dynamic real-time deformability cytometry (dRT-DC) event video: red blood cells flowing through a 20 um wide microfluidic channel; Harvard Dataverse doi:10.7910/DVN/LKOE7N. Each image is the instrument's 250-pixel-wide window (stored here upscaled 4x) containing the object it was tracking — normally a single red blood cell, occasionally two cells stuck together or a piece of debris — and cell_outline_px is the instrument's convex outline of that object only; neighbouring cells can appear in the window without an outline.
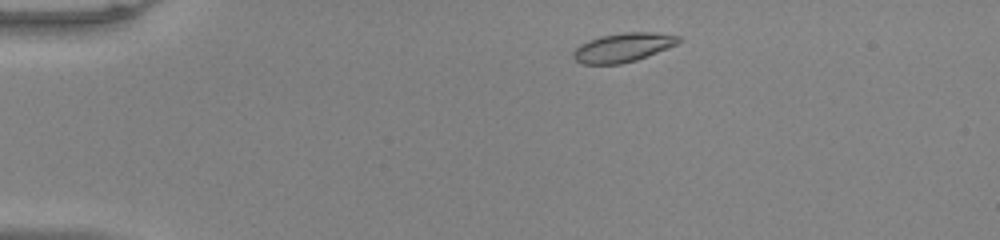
{"species": "common noctule bat (a hibernating species)", "species_latin": "Nyctalus noctula", "temperature_condition": "warm", "stored_images_in_passage": 44, "camera_frame_rate_fps": 3000, "um_per_image_px": 0.085, "animal": {"sex": "male", "body_mass_g": 20.0, "forearm_length_mm": 53.3}, "frame": {"image": 1, "passage_image": 2, "time_ms": 0.333, "image_size_px": [1000, 240], "cell_outline_px": [[680, 40], [676, 44], [668, 48], [636, 60], [620, 64], [580, 64], [572, 56], [572, 52], [580, 44], [588, 40], [600, 36], [628, 32], [656, 32], [680, 36]], "centroid_in_image_um": [52.93, 4.03], "position_along_channel_um": 32.1, "area_um2": 17.74}}
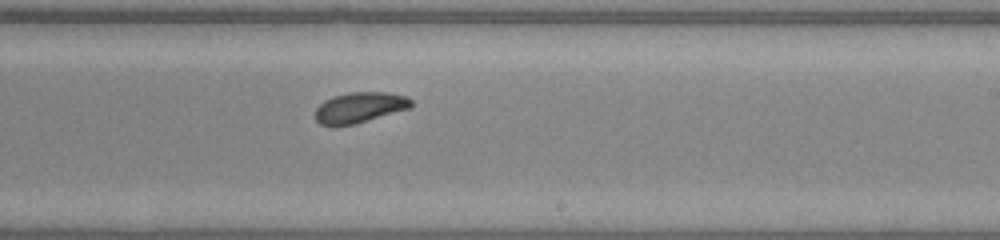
{"frame": {"image": 2, "passage_image": 24, "time_ms": 7.667, "image_size_px": [1000, 240], "cell_outline_px": [[412, 108], [356, 124], [336, 128], [332, 128], [320, 124], [316, 120], [316, 108], [324, 100], [332, 96], [348, 92], [384, 92], [404, 96], [412, 100]], "centroid_in_image_um": [30.54, 9.17], "position_along_channel_um": 258.5, "area_um2": 17.57}}
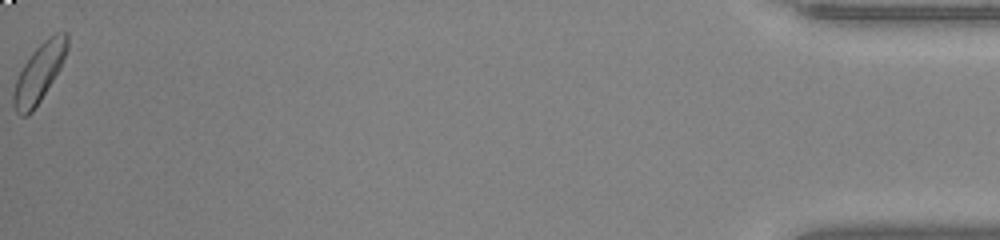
{"frame": {"image": 3, "passage_image": 44, "time_ms": 14.333, "image_size_px": [1000, 240], "cell_outline_px": [[68, 48], [60, 68], [40, 100], [32, 112], [28, 116], [20, 116], [16, 112], [12, 104], [12, 92], [16, 80], [24, 64], [32, 52], [48, 36], [56, 32], [68, 32]], "centroid_in_image_um": [3.32, 6.19], "position_along_channel_um": 431.9, "area_um2": 18.21}, "authors_computed_cell_mechanics": {"area_um2": 17.5134, "velocity_mm_per_s": 3.9823, "shape_relaxation_time_tau1_ms": 3.3867, "shape_relaxation_time_tau2_ms": 10.4046, "deformation_change_tau1": 0.1366, "deformation_change_tau2": 0.1571}}